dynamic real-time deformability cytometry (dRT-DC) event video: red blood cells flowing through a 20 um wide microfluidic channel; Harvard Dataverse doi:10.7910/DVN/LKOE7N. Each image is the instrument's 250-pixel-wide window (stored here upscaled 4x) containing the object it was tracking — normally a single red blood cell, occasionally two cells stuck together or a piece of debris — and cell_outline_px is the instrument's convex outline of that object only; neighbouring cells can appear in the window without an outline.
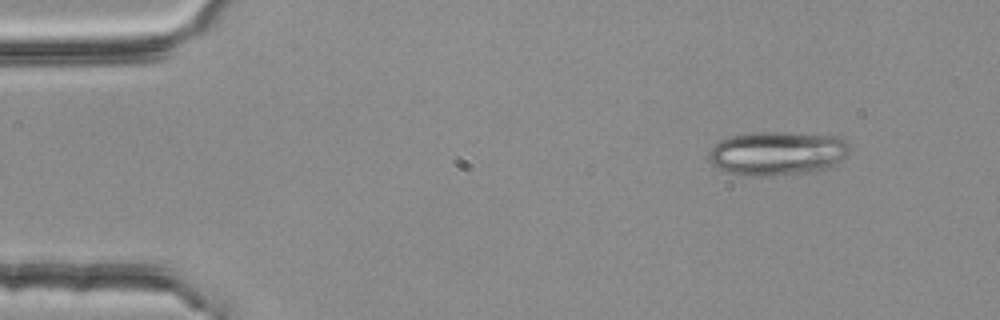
{"species": "common noctule bat (a hibernating species)", "species_latin": "Nyctalus noctula", "temperature_condition": "room temperature", "stored_images_in_passage": 5, "camera_frame_rate_fps": 3000, "um_per_image_px": 0.085, "animal": {"sex": "female", "body_mass_g": 25.1}, "frame": {"image": 1, "passage_image": 5, "time_ms": 1.333, "image_size_px": [1000, 320], "cell_outline_px": [[848, 156], [824, 172], [772, 176], [752, 176], [728, 172], [712, 164], [708, 160], [708, 152], [720, 140], [732, 136], [752, 132], [788, 132], [840, 136], [848, 144]], "centroid_in_image_um": [66.14, 13.05], "position_along_channel_um": 18.9, "area_um2": 36.76}}